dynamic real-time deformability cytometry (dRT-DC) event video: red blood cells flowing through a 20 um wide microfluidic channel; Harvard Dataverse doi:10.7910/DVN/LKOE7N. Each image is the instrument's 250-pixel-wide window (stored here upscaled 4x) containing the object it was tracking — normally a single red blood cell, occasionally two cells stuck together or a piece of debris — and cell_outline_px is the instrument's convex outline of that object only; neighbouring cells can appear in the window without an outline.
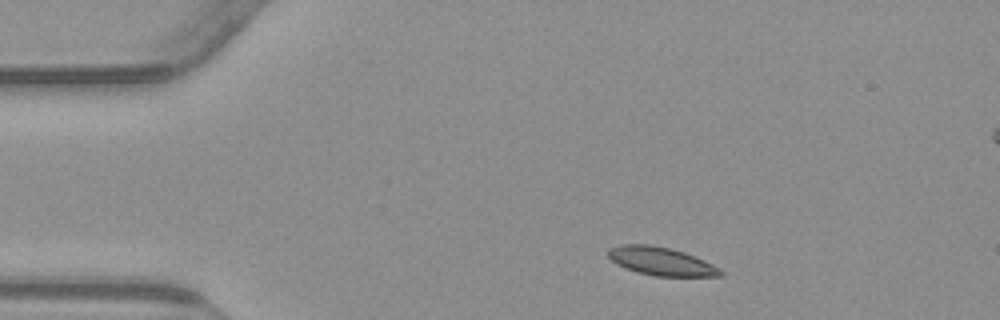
{"species": "common noctule bat (a hibernating species)", "species_latin": "Nyctalus noctula", "temperature_condition": "warm", "stored_images_in_passage": 46, "camera_frame_rate_fps": 3000, "um_per_image_px": 0.085, "animal": {"sex": "male", "body_mass_g": 23.1, "forearm_length_mm": 52.7}, "frame": {"image": 1, "passage_image": 1, "time_ms": 0.0, "image_size_px": [1000, 320], "cell_outline_px": [[724, 276], [652, 276], [636, 272], [624, 268], [616, 264], [608, 256], [608, 248], [620, 244], [648, 244], [668, 248], [684, 252], [704, 260], [720, 268], [724, 272]], "centroid_in_image_um": [56.17, 22.21], "position_along_channel_um": 28.8, "area_um2": 18.61}}
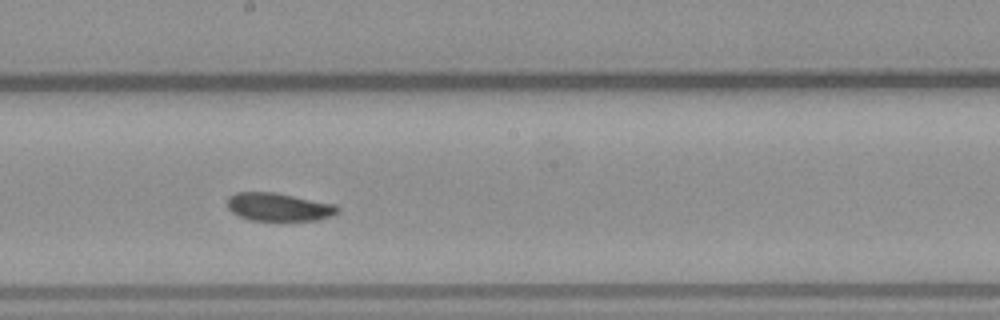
{"frame": {"image": 2, "passage_image": 21, "time_ms": 6.667, "image_size_px": [1000, 320], "cell_outline_px": [[340, 212], [332, 216], [316, 220], [252, 220], [240, 216], [232, 212], [228, 208], [228, 196], [236, 192], [276, 192], [336, 204], [340, 208]], "centroid_in_image_um": [23.73, 17.58], "position_along_channel_um": 224.5, "area_um2": 18.15}}
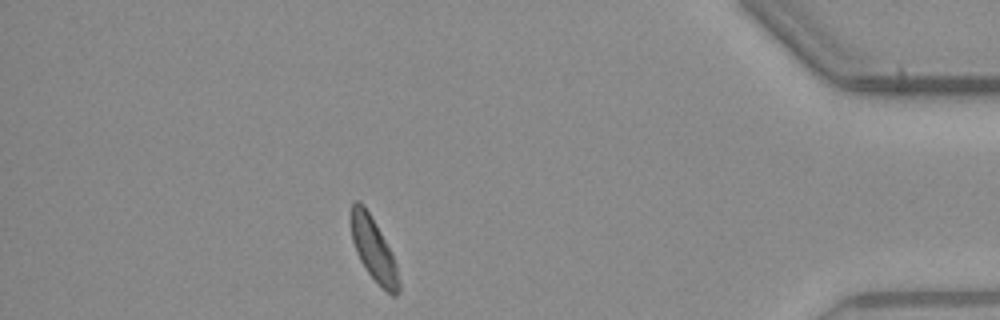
{"frame": {"image": 3, "passage_image": 39, "time_ms": 12.667, "image_size_px": [1000, 320], "cell_outline_px": [[400, 292], [396, 296], [392, 296], [368, 272], [360, 260], [356, 252], [352, 240], [348, 220], [352, 204], [356, 200], [360, 200], [364, 204], [376, 224], [392, 252], [396, 264], [400, 284]], "centroid_in_image_um": [31.72, 21.13], "position_along_channel_um": 403.5, "area_um2": 17.8}}